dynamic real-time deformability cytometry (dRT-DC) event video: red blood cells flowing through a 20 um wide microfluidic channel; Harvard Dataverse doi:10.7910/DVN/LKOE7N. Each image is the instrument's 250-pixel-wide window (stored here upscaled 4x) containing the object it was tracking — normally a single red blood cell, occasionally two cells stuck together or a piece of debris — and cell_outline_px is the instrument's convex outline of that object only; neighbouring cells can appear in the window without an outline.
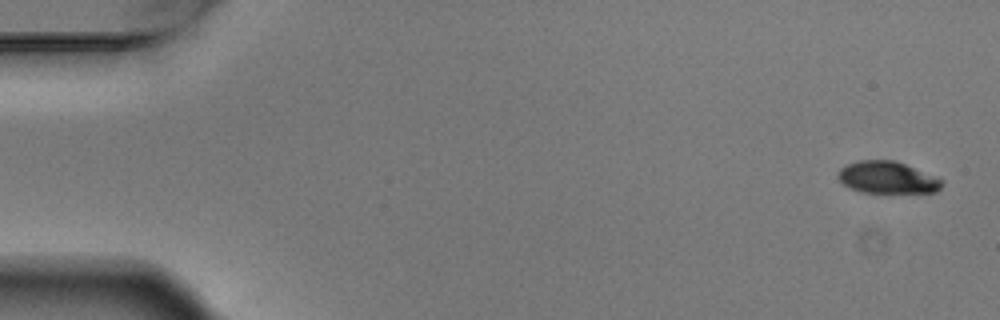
{"species": "Egyptian fruit bat (a non-hibernating species)", "species_latin": "Rousettus aegyptiacus", "temperature_condition": "warm", "stored_images_in_passage": 6, "segment_of_instrument_passage": [1, 2], "camera_frame_rate_fps": 3000, "um_per_image_px": 0.085, "animal": {"sex": "male"}, "frame": {"image": 1, "passage_image": 1, "time_ms": 0.0, "image_size_px": [1000, 320], "cell_outline_px": [[944, 184], [936, 192], [864, 192], [852, 188], [844, 184], [836, 176], [840, 168], [856, 160], [896, 160], [944, 180]], "centroid_in_image_um": [75.43, 15.07], "position_along_channel_um": 9.6, "area_um2": 19.25}}
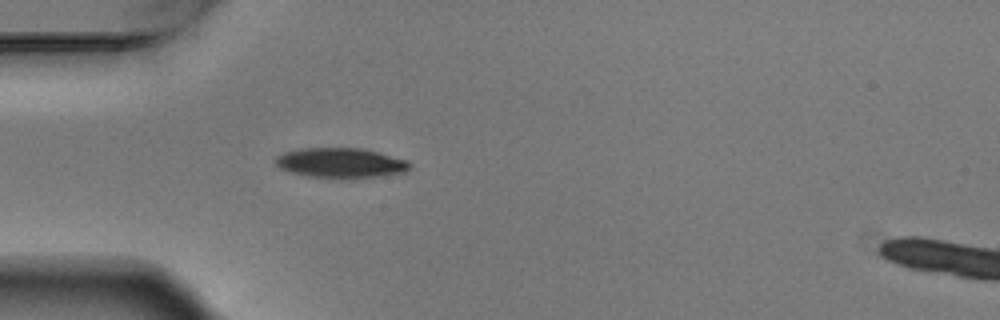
{"frame": {"image": 2, "passage_image": 5, "time_ms": 1.333, "image_size_px": [1000, 320], "cell_outline_px": [[412, 164], [404, 172], [376, 176], [344, 180], [308, 176], [292, 172], [280, 168], [276, 164], [276, 156], [284, 152], [300, 148], [364, 148], [408, 160]], "centroid_in_image_um": [28.96, 13.85], "position_along_channel_um": 56.0, "area_um2": 23.7}}